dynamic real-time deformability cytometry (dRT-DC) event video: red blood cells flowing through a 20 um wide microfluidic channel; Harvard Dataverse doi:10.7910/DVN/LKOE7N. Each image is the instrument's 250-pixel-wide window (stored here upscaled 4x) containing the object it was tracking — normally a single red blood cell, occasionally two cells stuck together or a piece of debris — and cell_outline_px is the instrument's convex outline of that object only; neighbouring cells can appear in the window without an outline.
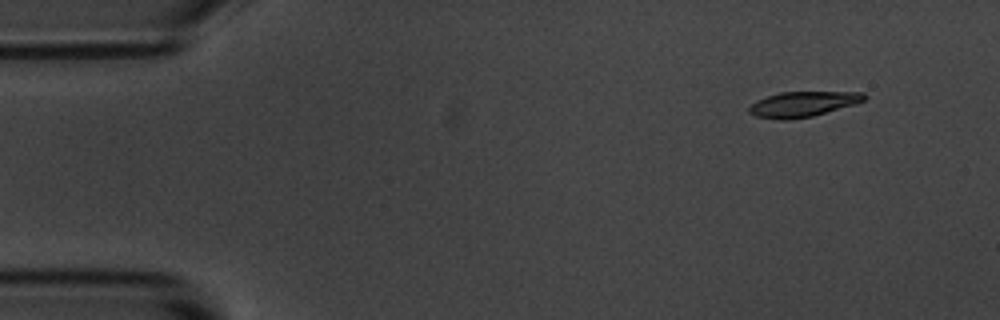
{"species": "common noctule bat (a hibernating species)", "species_latin": "Nyctalus noctula", "temperature_condition": "room temperature", "stored_images_in_passage": 5, "segment_of_instrument_passage": [1, 2], "camera_frame_rate_fps": 3000, "um_per_image_px": 0.085, "animal": {"sex": "male", "body_mass_g": 20.1, "forearm_length_mm": 53.5}, "frame": {"image": 1, "passage_image": 1, "time_ms": 0.0, "image_size_px": [1000, 320], "cell_outline_px": [[868, 96], [864, 100], [852, 104], [812, 116], [784, 120], [776, 120], [756, 116], [748, 112], [748, 108], [756, 100], [780, 92], [864, 92]], "centroid_in_image_um": [68.2, 8.84], "position_along_channel_um": 16.8, "area_um2": 16.7}}